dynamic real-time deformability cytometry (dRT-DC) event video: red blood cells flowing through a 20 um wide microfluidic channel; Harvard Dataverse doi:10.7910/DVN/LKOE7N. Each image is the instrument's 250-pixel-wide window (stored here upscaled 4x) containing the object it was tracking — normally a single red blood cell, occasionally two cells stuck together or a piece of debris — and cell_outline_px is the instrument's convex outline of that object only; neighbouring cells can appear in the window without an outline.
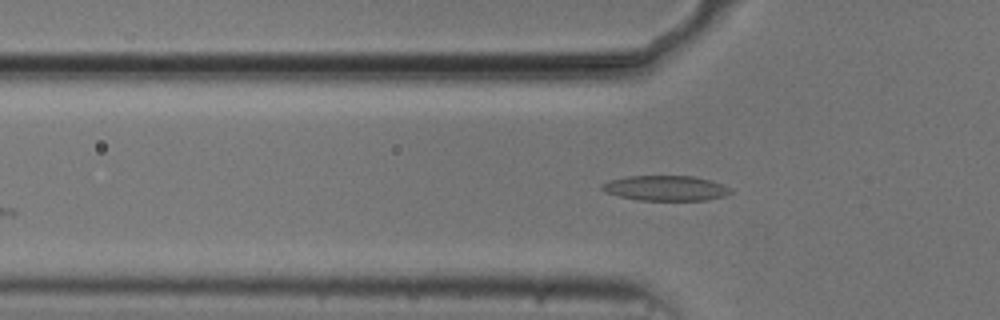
{"species": "common noctule bat (a hibernating species)", "species_latin": "Nyctalus noctula", "temperature_condition": "cold", "stored_images_in_passage": 15, "camera_frame_rate_fps": 3000, "um_per_image_px": 0.085, "animal": {"sex": "male", "body_mass_g": 20.5, "forearm_length_mm": 52.5}, "frame": {"image": 1, "passage_image": 3, "time_ms": 0.667, "image_size_px": [1000, 320], "cell_outline_px": [[732, 192], [724, 196], [708, 200], [640, 200], [620, 196], [604, 192], [600, 188], [600, 184], [608, 180], [628, 176], [692, 176], [708, 180], [732, 188]], "centroid_in_image_um": [56.54, 15.99], "position_along_channel_um": 69.3, "area_um2": 18.79}}
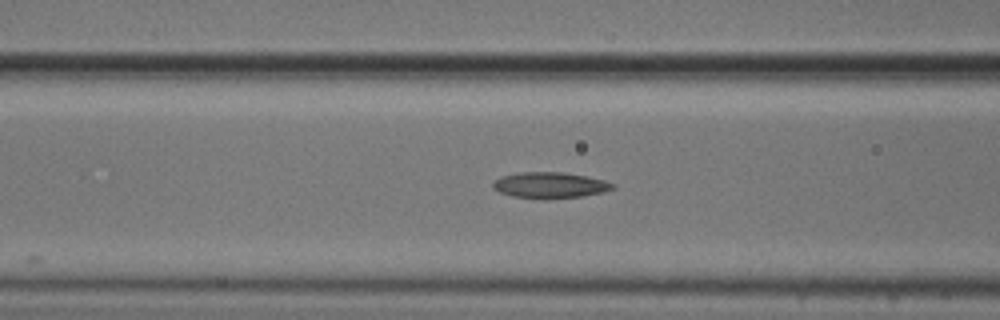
{"frame": {"image": 2, "passage_image": 7, "time_ms": 2.0, "image_size_px": [1000, 320], "cell_outline_px": [[616, 188], [604, 192], [584, 196], [512, 196], [500, 192], [492, 188], [492, 184], [500, 176], [520, 172], [564, 172], [588, 176], [604, 180], [616, 184]], "centroid_in_image_um": [46.8, 15.69], "position_along_channel_um": 119.8, "area_um2": 17.51}}
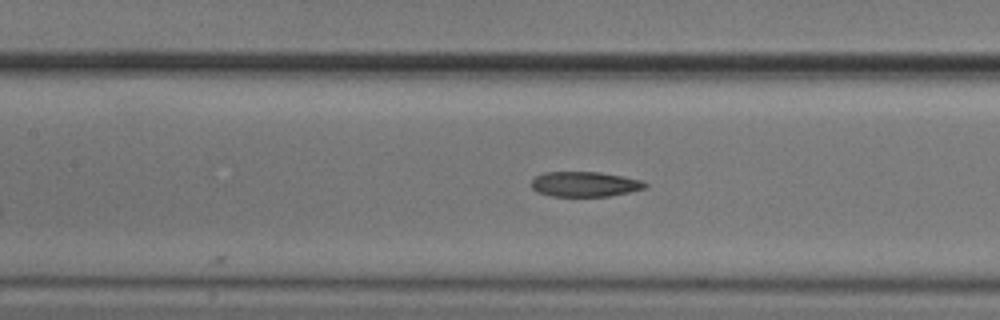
{"frame": {"image": 3, "passage_image": 10, "time_ms": 3.0, "image_size_px": [1000, 320], "cell_outline_px": [[648, 188], [608, 196], [552, 196], [536, 192], [532, 188], [532, 180], [536, 176], [544, 172], [600, 172], [640, 180], [648, 184]], "centroid_in_image_um": [49.69, 15.65], "position_along_channel_um": 157.7, "area_um2": 16.53}}